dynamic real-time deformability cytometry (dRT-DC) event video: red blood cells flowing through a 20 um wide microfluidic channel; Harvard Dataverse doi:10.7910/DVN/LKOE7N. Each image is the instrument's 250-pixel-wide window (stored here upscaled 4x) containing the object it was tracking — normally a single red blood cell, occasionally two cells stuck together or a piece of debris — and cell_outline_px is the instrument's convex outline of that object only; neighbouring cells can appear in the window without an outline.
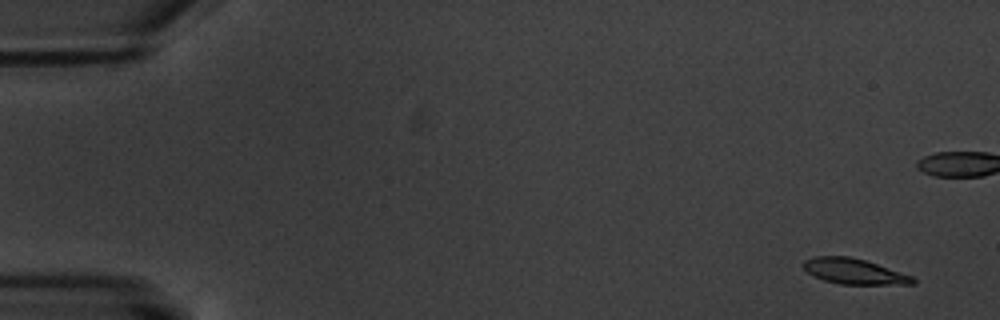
{"species": "common noctule bat (a hibernating species)", "species_latin": "Nyctalus noctula", "temperature_condition": "warm", "stored_images_in_passage": 11, "camera_frame_rate_fps": 3000, "um_per_image_px": 0.085, "animal": {"sex": "male", "body_mass_g": 20.1, "forearm_length_mm": 53.5}, "frame": {"image": 1, "passage_image": 1, "time_ms": 0.0, "image_size_px": [1000, 320], "cell_outline_px": [[916, 284], [840, 284], [824, 280], [808, 272], [800, 264], [804, 260], [812, 256], [848, 256], [864, 260], [912, 276], [916, 280]], "centroid_in_image_um": [72.56, 23.06], "position_along_channel_um": 12.4, "area_um2": 16.07}}